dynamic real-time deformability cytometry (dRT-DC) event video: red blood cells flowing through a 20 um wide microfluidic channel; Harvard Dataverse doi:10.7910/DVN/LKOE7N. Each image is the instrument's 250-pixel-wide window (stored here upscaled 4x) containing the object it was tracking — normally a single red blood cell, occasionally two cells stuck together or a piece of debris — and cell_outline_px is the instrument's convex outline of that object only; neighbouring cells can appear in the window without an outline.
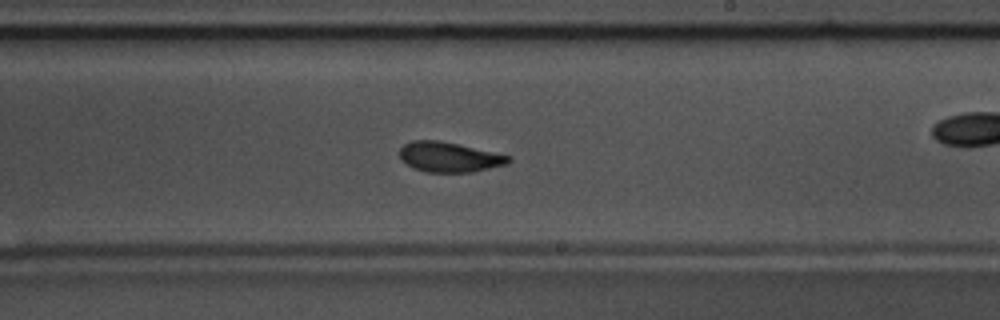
{"species": "common noctule bat (a hibernating species)", "species_latin": "Nyctalus noctula", "temperature_condition": "warm", "stored_images_in_passage": 57, "camera_frame_rate_fps": 3000, "um_per_image_px": 0.085, "animal": {"sex": "male", "body_mass_g": 17.5, "forearm_length_mm": 52.3}, "frame": {"image": 1, "passage_image": 33, "time_ms": 10.667, "image_size_px": [1000, 320], "cell_outline_px": [[512, 160], [508, 164], [472, 172], [424, 172], [412, 168], [400, 160], [400, 148], [404, 144], [412, 140], [436, 140], [456, 144], [512, 156]], "centroid_in_image_um": [38.16, 13.36], "position_along_channel_um": 250.8, "area_um2": 19.07}, "authors_computed_cell_mechanics": {"area_um2": 19.1318, "velocity_mm_per_s": 3.6124, "shape_relaxation_time_tau1_ms": 4.0246, "shape_relaxation_time_tau2_ms": 1.6031, "deformation_change_tau1": 0.1524, "deformation_change_tau2": 0.0753}}